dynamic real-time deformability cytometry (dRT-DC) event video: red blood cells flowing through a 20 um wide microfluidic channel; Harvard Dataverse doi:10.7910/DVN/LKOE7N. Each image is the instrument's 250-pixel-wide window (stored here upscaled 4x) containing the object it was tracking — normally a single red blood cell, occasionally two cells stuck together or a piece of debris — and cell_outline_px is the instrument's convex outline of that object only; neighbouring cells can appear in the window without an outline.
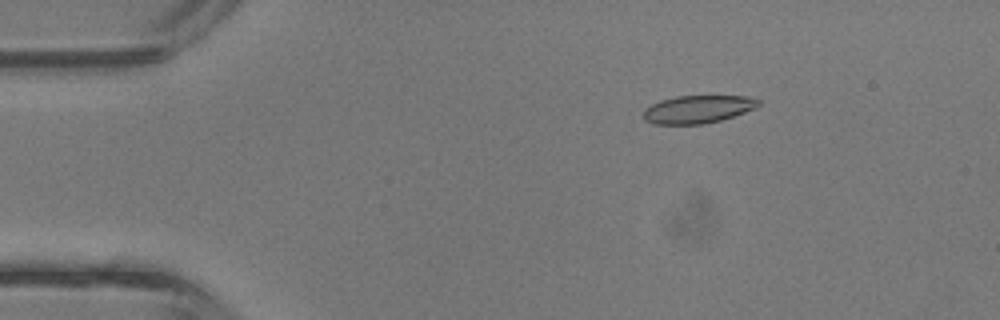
{"species": "common noctule bat (a hibernating species)", "species_latin": "Nyctalus noctula", "temperature_condition": "room temperature", "stored_images_in_passage": 43, "camera_frame_rate_fps": 3000, "um_per_image_px": 0.085, "animal": {"sex": "male", "body_mass_g": 13.3}, "frame": {"image": 1, "passage_image": 7, "time_ms": 2.0, "image_size_px": [1000, 320], "cell_outline_px": [[760, 104], [756, 108], [720, 120], [704, 124], [652, 124], [644, 120], [644, 108], [660, 100], [676, 96], [748, 96], [760, 100]], "centroid_in_image_um": [59.3, 9.28], "position_along_channel_um": 25.7, "area_um2": 18.67}}
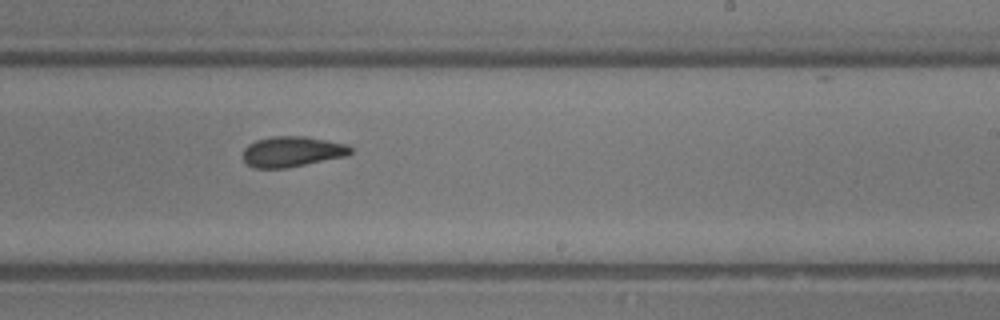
{"frame": {"image": 2, "passage_image": 26, "time_ms": 8.333, "image_size_px": [1000, 320], "cell_outline_px": [[352, 152], [348, 156], [284, 168], [256, 168], [248, 164], [244, 160], [244, 148], [248, 144], [256, 140], [272, 136], [304, 136], [348, 144], [352, 148]], "centroid_in_image_um": [24.86, 12.88], "position_along_channel_um": 264.1, "area_um2": 19.07}}
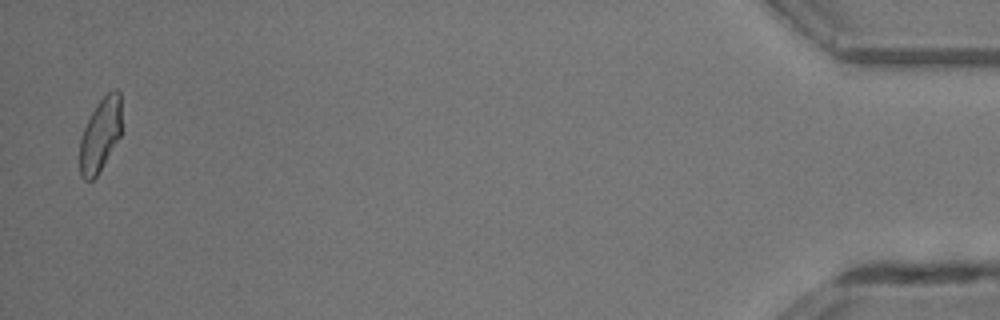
{"frame": {"image": 3, "passage_image": 42, "time_ms": 13.667, "image_size_px": [1000, 320], "cell_outline_px": [[120, 136], [96, 176], [92, 180], [84, 180], [80, 176], [80, 136], [96, 104], [112, 88], [116, 88], [120, 92]], "centroid_in_image_um": [8.51, 11.44], "position_along_channel_um": 426.7, "area_um2": 17.63}, "authors_computed_cell_mechanics": {"area_um2": 19.2474, "velocity_mm_per_s": 4.8397, "shape_relaxation_time_tau1_ms": 6.9056, "shape_relaxation_time_tau2_ms": 2.7418, "deformation_change_tau1": 0.1701, "deformation_change_tau2": 0.0876}}